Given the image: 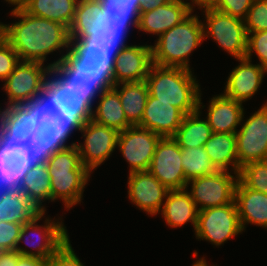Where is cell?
<instances>
[{"label": "cell", "instance_id": "cell-1", "mask_svg": "<svg viewBox=\"0 0 267 266\" xmlns=\"http://www.w3.org/2000/svg\"><path fill=\"white\" fill-rule=\"evenodd\" d=\"M64 59L52 68L50 124L94 108L95 99L114 87L116 54L87 51L75 40Z\"/></svg>", "mask_w": 267, "mask_h": 266}, {"label": "cell", "instance_id": "cell-2", "mask_svg": "<svg viewBox=\"0 0 267 266\" xmlns=\"http://www.w3.org/2000/svg\"><path fill=\"white\" fill-rule=\"evenodd\" d=\"M68 138L58 126L43 123L42 158L49 170L51 202L59 199L66 211L81 204L92 174L82 164L74 142L67 143Z\"/></svg>", "mask_w": 267, "mask_h": 266}, {"label": "cell", "instance_id": "cell-3", "mask_svg": "<svg viewBox=\"0 0 267 266\" xmlns=\"http://www.w3.org/2000/svg\"><path fill=\"white\" fill-rule=\"evenodd\" d=\"M16 22L4 24L0 22L1 36L12 46L20 61H47V56L57 50L61 57L48 64L52 69L61 62L70 48L69 29L58 22L28 14L24 9L11 11ZM63 49V50H61Z\"/></svg>", "mask_w": 267, "mask_h": 266}, {"label": "cell", "instance_id": "cell-4", "mask_svg": "<svg viewBox=\"0 0 267 266\" xmlns=\"http://www.w3.org/2000/svg\"><path fill=\"white\" fill-rule=\"evenodd\" d=\"M52 69L40 62L20 61L3 81L6 107L22 123L50 124Z\"/></svg>", "mask_w": 267, "mask_h": 266}, {"label": "cell", "instance_id": "cell-5", "mask_svg": "<svg viewBox=\"0 0 267 266\" xmlns=\"http://www.w3.org/2000/svg\"><path fill=\"white\" fill-rule=\"evenodd\" d=\"M138 22L139 17L107 16L101 0H78L69 37L84 50L118 55L130 46L126 38L131 27L138 28Z\"/></svg>", "mask_w": 267, "mask_h": 266}, {"label": "cell", "instance_id": "cell-6", "mask_svg": "<svg viewBox=\"0 0 267 266\" xmlns=\"http://www.w3.org/2000/svg\"><path fill=\"white\" fill-rule=\"evenodd\" d=\"M43 123H22L12 134L0 137V183L17 190L31 167L42 158Z\"/></svg>", "mask_w": 267, "mask_h": 266}, {"label": "cell", "instance_id": "cell-7", "mask_svg": "<svg viewBox=\"0 0 267 266\" xmlns=\"http://www.w3.org/2000/svg\"><path fill=\"white\" fill-rule=\"evenodd\" d=\"M191 70L180 67H163L152 64L146 83L149 94L157 102L177 107L184 115L198 110L201 87Z\"/></svg>", "mask_w": 267, "mask_h": 266}, {"label": "cell", "instance_id": "cell-8", "mask_svg": "<svg viewBox=\"0 0 267 266\" xmlns=\"http://www.w3.org/2000/svg\"><path fill=\"white\" fill-rule=\"evenodd\" d=\"M193 12L181 23L161 34L152 46V63L190 69V55L204 39L203 23Z\"/></svg>", "mask_w": 267, "mask_h": 266}, {"label": "cell", "instance_id": "cell-9", "mask_svg": "<svg viewBox=\"0 0 267 266\" xmlns=\"http://www.w3.org/2000/svg\"><path fill=\"white\" fill-rule=\"evenodd\" d=\"M57 126L68 137L74 133L73 131L81 132L84 142H74V144L82 164L91 173L110 158L117 147L119 132L94 122L85 113L68 116Z\"/></svg>", "mask_w": 267, "mask_h": 266}, {"label": "cell", "instance_id": "cell-10", "mask_svg": "<svg viewBox=\"0 0 267 266\" xmlns=\"http://www.w3.org/2000/svg\"><path fill=\"white\" fill-rule=\"evenodd\" d=\"M44 215H46V213L41 212L30 222L23 224L15 249L20 255L49 259L69 238V234L61 217L59 219L55 217L51 219ZM42 218L45 220L43 221L44 224L39 225L38 223H40ZM31 235H37L38 238L36 239L38 241L34 236L37 242H33L32 240L34 239L30 240L29 238H31ZM22 242L26 244V248L20 246Z\"/></svg>", "mask_w": 267, "mask_h": 266}, {"label": "cell", "instance_id": "cell-11", "mask_svg": "<svg viewBox=\"0 0 267 266\" xmlns=\"http://www.w3.org/2000/svg\"><path fill=\"white\" fill-rule=\"evenodd\" d=\"M204 39L212 38L222 50L235 60L245 58L247 32L243 19L233 17L216 9L202 11Z\"/></svg>", "mask_w": 267, "mask_h": 266}, {"label": "cell", "instance_id": "cell-12", "mask_svg": "<svg viewBox=\"0 0 267 266\" xmlns=\"http://www.w3.org/2000/svg\"><path fill=\"white\" fill-rule=\"evenodd\" d=\"M194 235L219 247L243 232L235 201L199 211Z\"/></svg>", "mask_w": 267, "mask_h": 266}, {"label": "cell", "instance_id": "cell-13", "mask_svg": "<svg viewBox=\"0 0 267 266\" xmlns=\"http://www.w3.org/2000/svg\"><path fill=\"white\" fill-rule=\"evenodd\" d=\"M238 180V173L218 170L214 174L188 181L186 188L190 186L188 192L198 210L201 211L234 202Z\"/></svg>", "mask_w": 267, "mask_h": 266}, {"label": "cell", "instance_id": "cell-14", "mask_svg": "<svg viewBox=\"0 0 267 266\" xmlns=\"http://www.w3.org/2000/svg\"><path fill=\"white\" fill-rule=\"evenodd\" d=\"M244 115L235 133L239 172L248 163L267 160V101L246 121Z\"/></svg>", "mask_w": 267, "mask_h": 266}, {"label": "cell", "instance_id": "cell-15", "mask_svg": "<svg viewBox=\"0 0 267 266\" xmlns=\"http://www.w3.org/2000/svg\"><path fill=\"white\" fill-rule=\"evenodd\" d=\"M162 136L146 128L130 126L119 132L118 150L129 164V173L148 171L158 142Z\"/></svg>", "mask_w": 267, "mask_h": 266}, {"label": "cell", "instance_id": "cell-16", "mask_svg": "<svg viewBox=\"0 0 267 266\" xmlns=\"http://www.w3.org/2000/svg\"><path fill=\"white\" fill-rule=\"evenodd\" d=\"M181 156V147L172 137L160 139L148 171L168 190L186 188L187 181L181 164Z\"/></svg>", "mask_w": 267, "mask_h": 266}, {"label": "cell", "instance_id": "cell-17", "mask_svg": "<svg viewBox=\"0 0 267 266\" xmlns=\"http://www.w3.org/2000/svg\"><path fill=\"white\" fill-rule=\"evenodd\" d=\"M128 198L139 210L155 216L160 213L168 189L149 171L128 174Z\"/></svg>", "mask_w": 267, "mask_h": 266}, {"label": "cell", "instance_id": "cell-18", "mask_svg": "<svg viewBox=\"0 0 267 266\" xmlns=\"http://www.w3.org/2000/svg\"><path fill=\"white\" fill-rule=\"evenodd\" d=\"M152 46L130 45L118 55L113 69L114 85L146 80L152 65Z\"/></svg>", "mask_w": 267, "mask_h": 266}, {"label": "cell", "instance_id": "cell-19", "mask_svg": "<svg viewBox=\"0 0 267 266\" xmlns=\"http://www.w3.org/2000/svg\"><path fill=\"white\" fill-rule=\"evenodd\" d=\"M237 61L240 63L229 74L223 94L244 103L260 90L267 71L259 64H252L247 58H240Z\"/></svg>", "mask_w": 267, "mask_h": 266}, {"label": "cell", "instance_id": "cell-20", "mask_svg": "<svg viewBox=\"0 0 267 266\" xmlns=\"http://www.w3.org/2000/svg\"><path fill=\"white\" fill-rule=\"evenodd\" d=\"M191 13L183 0H171L156 9L140 12L137 29L159 37L181 23Z\"/></svg>", "mask_w": 267, "mask_h": 266}, {"label": "cell", "instance_id": "cell-21", "mask_svg": "<svg viewBox=\"0 0 267 266\" xmlns=\"http://www.w3.org/2000/svg\"><path fill=\"white\" fill-rule=\"evenodd\" d=\"M184 114L169 103L157 102L149 94L140 127L151 130L162 137H172L182 124Z\"/></svg>", "mask_w": 267, "mask_h": 266}, {"label": "cell", "instance_id": "cell-22", "mask_svg": "<svg viewBox=\"0 0 267 266\" xmlns=\"http://www.w3.org/2000/svg\"><path fill=\"white\" fill-rule=\"evenodd\" d=\"M206 120L213 133H236L244 114L243 103L226 97L223 93L215 95L207 105Z\"/></svg>", "mask_w": 267, "mask_h": 266}, {"label": "cell", "instance_id": "cell-23", "mask_svg": "<svg viewBox=\"0 0 267 266\" xmlns=\"http://www.w3.org/2000/svg\"><path fill=\"white\" fill-rule=\"evenodd\" d=\"M234 201L244 232L248 224L267 229V194L247 188L238 180Z\"/></svg>", "mask_w": 267, "mask_h": 266}, {"label": "cell", "instance_id": "cell-24", "mask_svg": "<svg viewBox=\"0 0 267 266\" xmlns=\"http://www.w3.org/2000/svg\"><path fill=\"white\" fill-rule=\"evenodd\" d=\"M188 189L169 190L160 210L161 213H158L172 229L191 222L195 231L199 210Z\"/></svg>", "mask_w": 267, "mask_h": 266}, {"label": "cell", "instance_id": "cell-25", "mask_svg": "<svg viewBox=\"0 0 267 266\" xmlns=\"http://www.w3.org/2000/svg\"><path fill=\"white\" fill-rule=\"evenodd\" d=\"M97 104L95 110L90 108L85 112L94 122L114 128L118 132L124 131L126 128L132 126L127 121L118 92L114 88L104 90L98 96Z\"/></svg>", "mask_w": 267, "mask_h": 266}, {"label": "cell", "instance_id": "cell-26", "mask_svg": "<svg viewBox=\"0 0 267 266\" xmlns=\"http://www.w3.org/2000/svg\"><path fill=\"white\" fill-rule=\"evenodd\" d=\"M201 94L198 100V110L185 115L182 124L172 136L181 148L204 146L213 133L206 118H200L201 111L205 107L201 102Z\"/></svg>", "mask_w": 267, "mask_h": 266}, {"label": "cell", "instance_id": "cell-27", "mask_svg": "<svg viewBox=\"0 0 267 266\" xmlns=\"http://www.w3.org/2000/svg\"><path fill=\"white\" fill-rule=\"evenodd\" d=\"M204 148L218 170L239 174L235 133H212Z\"/></svg>", "mask_w": 267, "mask_h": 266}, {"label": "cell", "instance_id": "cell-28", "mask_svg": "<svg viewBox=\"0 0 267 266\" xmlns=\"http://www.w3.org/2000/svg\"><path fill=\"white\" fill-rule=\"evenodd\" d=\"M113 88L118 92L127 121L132 126L139 125L149 96L146 81L119 83Z\"/></svg>", "mask_w": 267, "mask_h": 266}, {"label": "cell", "instance_id": "cell-29", "mask_svg": "<svg viewBox=\"0 0 267 266\" xmlns=\"http://www.w3.org/2000/svg\"><path fill=\"white\" fill-rule=\"evenodd\" d=\"M41 211L19 189L0 194V221L25 224Z\"/></svg>", "mask_w": 267, "mask_h": 266}, {"label": "cell", "instance_id": "cell-30", "mask_svg": "<svg viewBox=\"0 0 267 266\" xmlns=\"http://www.w3.org/2000/svg\"><path fill=\"white\" fill-rule=\"evenodd\" d=\"M41 212H46L45 203L51 201V184L49 170L43 158L37 161L26 173L24 180L18 187Z\"/></svg>", "mask_w": 267, "mask_h": 266}, {"label": "cell", "instance_id": "cell-31", "mask_svg": "<svg viewBox=\"0 0 267 266\" xmlns=\"http://www.w3.org/2000/svg\"><path fill=\"white\" fill-rule=\"evenodd\" d=\"M77 3L78 0H30L24 10L33 16L61 23L69 29Z\"/></svg>", "mask_w": 267, "mask_h": 266}, {"label": "cell", "instance_id": "cell-32", "mask_svg": "<svg viewBox=\"0 0 267 266\" xmlns=\"http://www.w3.org/2000/svg\"><path fill=\"white\" fill-rule=\"evenodd\" d=\"M181 152V164L187 182L218 171L206 153L204 146L181 148Z\"/></svg>", "mask_w": 267, "mask_h": 266}, {"label": "cell", "instance_id": "cell-33", "mask_svg": "<svg viewBox=\"0 0 267 266\" xmlns=\"http://www.w3.org/2000/svg\"><path fill=\"white\" fill-rule=\"evenodd\" d=\"M239 180L247 188L267 194V160L251 162L241 167Z\"/></svg>", "mask_w": 267, "mask_h": 266}, {"label": "cell", "instance_id": "cell-34", "mask_svg": "<svg viewBox=\"0 0 267 266\" xmlns=\"http://www.w3.org/2000/svg\"><path fill=\"white\" fill-rule=\"evenodd\" d=\"M107 16L139 17L142 0H101Z\"/></svg>", "mask_w": 267, "mask_h": 266}, {"label": "cell", "instance_id": "cell-35", "mask_svg": "<svg viewBox=\"0 0 267 266\" xmlns=\"http://www.w3.org/2000/svg\"><path fill=\"white\" fill-rule=\"evenodd\" d=\"M244 23L247 33L267 30V0H253Z\"/></svg>", "mask_w": 267, "mask_h": 266}, {"label": "cell", "instance_id": "cell-36", "mask_svg": "<svg viewBox=\"0 0 267 266\" xmlns=\"http://www.w3.org/2000/svg\"><path fill=\"white\" fill-rule=\"evenodd\" d=\"M255 53L259 65L267 71V30L247 33V50L245 58L252 61Z\"/></svg>", "mask_w": 267, "mask_h": 266}, {"label": "cell", "instance_id": "cell-37", "mask_svg": "<svg viewBox=\"0 0 267 266\" xmlns=\"http://www.w3.org/2000/svg\"><path fill=\"white\" fill-rule=\"evenodd\" d=\"M20 59L12 46L0 34V81H4Z\"/></svg>", "mask_w": 267, "mask_h": 266}, {"label": "cell", "instance_id": "cell-38", "mask_svg": "<svg viewBox=\"0 0 267 266\" xmlns=\"http://www.w3.org/2000/svg\"><path fill=\"white\" fill-rule=\"evenodd\" d=\"M22 224L0 221V251L15 250Z\"/></svg>", "mask_w": 267, "mask_h": 266}, {"label": "cell", "instance_id": "cell-39", "mask_svg": "<svg viewBox=\"0 0 267 266\" xmlns=\"http://www.w3.org/2000/svg\"><path fill=\"white\" fill-rule=\"evenodd\" d=\"M252 2L253 0H219L215 9L244 20Z\"/></svg>", "mask_w": 267, "mask_h": 266}, {"label": "cell", "instance_id": "cell-40", "mask_svg": "<svg viewBox=\"0 0 267 266\" xmlns=\"http://www.w3.org/2000/svg\"><path fill=\"white\" fill-rule=\"evenodd\" d=\"M22 122L7 107L0 108V137L12 134Z\"/></svg>", "mask_w": 267, "mask_h": 266}, {"label": "cell", "instance_id": "cell-41", "mask_svg": "<svg viewBox=\"0 0 267 266\" xmlns=\"http://www.w3.org/2000/svg\"><path fill=\"white\" fill-rule=\"evenodd\" d=\"M183 1L188 5L189 10L194 13L196 7H198L197 9H200L201 11L215 9L219 0H190L191 2L189 0Z\"/></svg>", "mask_w": 267, "mask_h": 266}, {"label": "cell", "instance_id": "cell-42", "mask_svg": "<svg viewBox=\"0 0 267 266\" xmlns=\"http://www.w3.org/2000/svg\"><path fill=\"white\" fill-rule=\"evenodd\" d=\"M20 256L16 250L0 251V266H16Z\"/></svg>", "mask_w": 267, "mask_h": 266}, {"label": "cell", "instance_id": "cell-43", "mask_svg": "<svg viewBox=\"0 0 267 266\" xmlns=\"http://www.w3.org/2000/svg\"><path fill=\"white\" fill-rule=\"evenodd\" d=\"M16 266H48V259L21 255Z\"/></svg>", "mask_w": 267, "mask_h": 266}, {"label": "cell", "instance_id": "cell-44", "mask_svg": "<svg viewBox=\"0 0 267 266\" xmlns=\"http://www.w3.org/2000/svg\"><path fill=\"white\" fill-rule=\"evenodd\" d=\"M171 0H142L140 12L156 9L158 6L167 4Z\"/></svg>", "mask_w": 267, "mask_h": 266}, {"label": "cell", "instance_id": "cell-45", "mask_svg": "<svg viewBox=\"0 0 267 266\" xmlns=\"http://www.w3.org/2000/svg\"><path fill=\"white\" fill-rule=\"evenodd\" d=\"M8 2V4L15 6L12 8L11 11H16V10H23L29 3L30 0H4Z\"/></svg>", "mask_w": 267, "mask_h": 266}, {"label": "cell", "instance_id": "cell-46", "mask_svg": "<svg viewBox=\"0 0 267 266\" xmlns=\"http://www.w3.org/2000/svg\"><path fill=\"white\" fill-rule=\"evenodd\" d=\"M192 266H209L208 265V262L206 261L205 257H201V258H198V260H196ZM210 266H217V265H210Z\"/></svg>", "mask_w": 267, "mask_h": 266}, {"label": "cell", "instance_id": "cell-47", "mask_svg": "<svg viewBox=\"0 0 267 266\" xmlns=\"http://www.w3.org/2000/svg\"><path fill=\"white\" fill-rule=\"evenodd\" d=\"M6 192V190L3 188L2 184L0 183V194Z\"/></svg>", "mask_w": 267, "mask_h": 266}]
</instances>
